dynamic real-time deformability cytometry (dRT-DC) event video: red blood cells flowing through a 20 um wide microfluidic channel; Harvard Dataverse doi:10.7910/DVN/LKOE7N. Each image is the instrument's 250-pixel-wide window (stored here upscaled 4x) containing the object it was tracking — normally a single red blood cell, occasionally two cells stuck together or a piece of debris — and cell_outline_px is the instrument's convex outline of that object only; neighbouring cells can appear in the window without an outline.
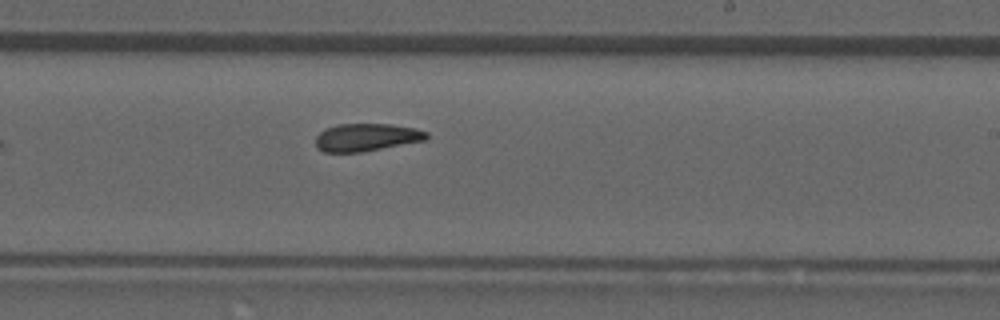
{"species": "common noctule bat (a hibernating species)", "species_latin": "Nyctalus noctula", "temperature_condition": "room temperature", "stored_images_in_passage": 9, "camera_frame_rate_fps": 3000, "um_per_image_px": 0.085, "animal": {"sex": "male", "forearm_length_mm": 52.5}, "frame": {"image": 1, "passage_image": 9, "time_ms": 2.667, "image_size_px": [1000, 320], "cell_outline_px": [[428, 140], [360, 152], [324, 152], [316, 148], [316, 136], [324, 128], [336, 124], [388, 124], [416, 128], [428, 132]], "centroid_in_image_um": [31.15, 11.67], "position_along_channel_um": 257.9, "area_um2": 18.03}}